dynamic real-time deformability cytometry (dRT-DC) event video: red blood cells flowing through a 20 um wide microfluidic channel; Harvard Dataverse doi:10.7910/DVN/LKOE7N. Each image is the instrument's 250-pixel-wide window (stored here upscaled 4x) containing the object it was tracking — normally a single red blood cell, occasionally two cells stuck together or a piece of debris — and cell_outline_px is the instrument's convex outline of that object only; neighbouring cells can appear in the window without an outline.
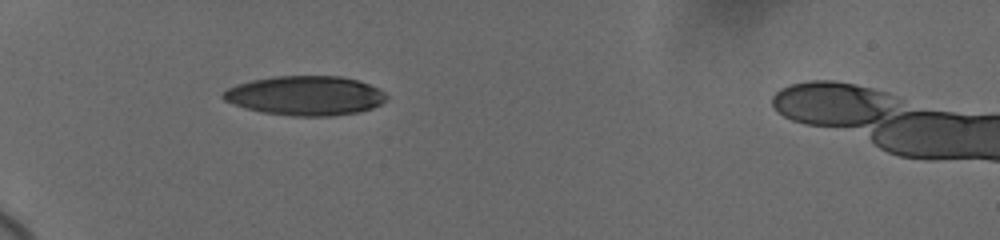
{"species": "human", "species_latin": "Homo sapiens", "temperature_condition": "cold", "stored_images_in_passage": 7, "camera_frame_rate_fps": 3000, "um_per_image_px": 0.085, "donor": {"sex": "female"}, "frame": {"image": 1, "passage_image": 3, "time_ms": 1.0, "image_size_px": [1000, 240], "cell_outline_px": [[388, 96], [380, 104], [372, 108], [360, 112], [332, 116], [292, 116], [260, 112], [244, 108], [232, 104], [224, 100], [220, 96], [228, 88], [236, 84], [252, 80], [272, 76], [340, 76], [356, 80], [368, 84], [384, 92]], "centroid_in_image_um": [25.91, 8.14], "position_along_channel_um": 59.1, "area_um2": 37.63}}
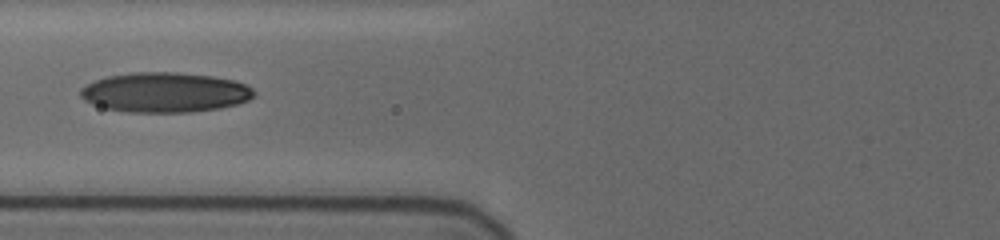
{"frame": {"image": 2, "passage_image": 6, "time_ms": 3.0, "image_size_px": [1000, 240], "cell_outline_px": [[256, 92], [248, 100], [236, 104], [220, 108], [192, 112], [124, 112], [104, 108], [92, 104], [84, 100], [80, 96], [80, 88], [96, 80], [108, 76], [132, 72], [176, 72], [212, 76], [232, 80], [244, 84], [252, 88]], "centroid_in_image_um": [13.99, 7.86], "position_along_channel_um": 111.8, "area_um2": 40.34}}